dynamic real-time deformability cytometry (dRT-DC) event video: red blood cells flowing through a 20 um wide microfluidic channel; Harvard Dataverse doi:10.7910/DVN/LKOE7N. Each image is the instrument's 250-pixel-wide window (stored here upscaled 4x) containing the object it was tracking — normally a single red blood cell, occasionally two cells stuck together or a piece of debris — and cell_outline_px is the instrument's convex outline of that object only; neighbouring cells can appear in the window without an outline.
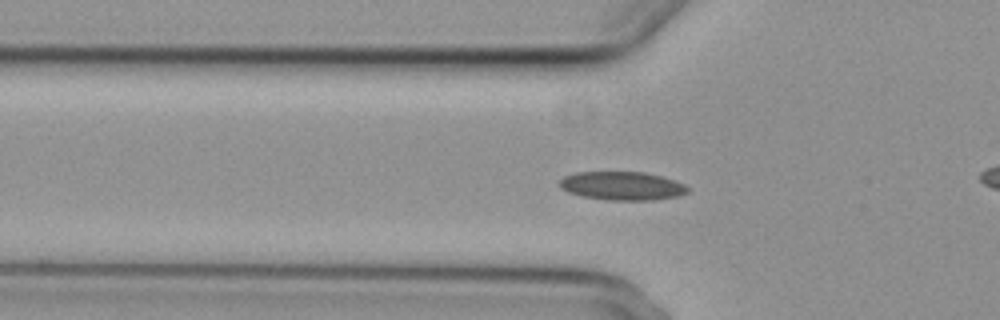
{"species": "common noctule bat (a hibernating species)", "species_latin": "Nyctalus noctula", "temperature_condition": "cold", "stored_images_in_passage": 49, "camera_frame_rate_fps": 3000, "um_per_image_px": 0.085, "animal": {"sex": "female", "body_mass_g": 29.2, "forearm_length_mm": 56.3}, "frame": {"image": 1, "passage_image": 19, "time_ms": 6.0, "image_size_px": [1000, 320], "cell_outline_px": [[688, 192], [680, 196], [652, 200], [608, 200], [584, 196], [568, 192], [560, 188], [556, 184], [564, 176], [576, 172], [644, 172], [664, 176], [676, 180], [684, 184], [688, 188]], "centroid_in_image_um": [52.89, 15.79], "position_along_channel_um": 72.9, "area_um2": 21.5}}
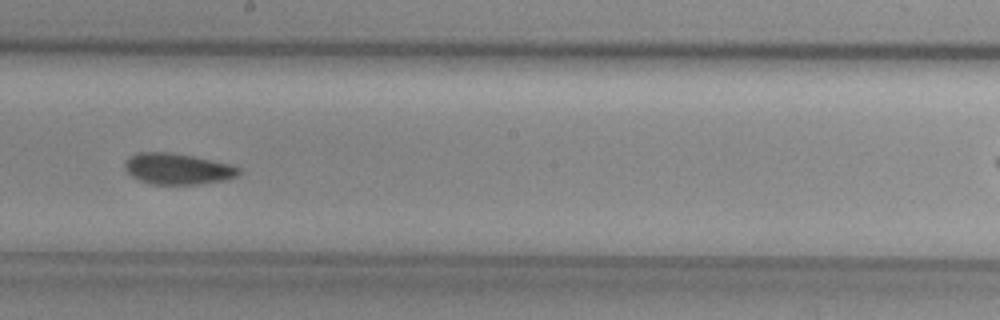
{"frame": {"image": 2, "passage_image": 32, "time_ms": 10.333, "image_size_px": [1000, 320], "cell_outline_px": [[240, 172], [236, 176], [228, 180], [200, 184], [152, 184], [140, 180], [132, 176], [124, 168], [124, 160], [128, 156], [136, 152], [172, 152], [232, 164], [240, 168]], "centroid_in_image_um": [15.09, 14.34], "position_along_channel_um": 233.1, "area_um2": 20.87}}
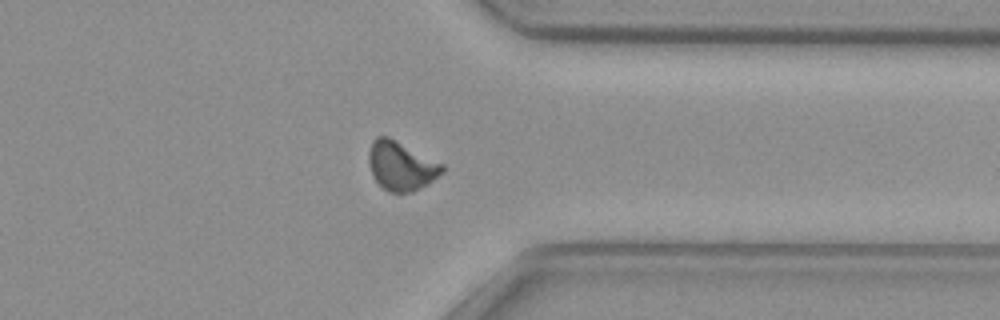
{"frame": {"image": 3, "passage_image": 44, "time_ms": 14.333, "image_size_px": [1000, 320], "cell_outline_px": [[444, 172], [428, 184], [412, 192], [388, 192], [372, 176], [368, 160], [368, 152], [372, 140], [376, 136], [388, 136], [444, 164]], "centroid_in_image_um": [34.09, 14.09], "position_along_channel_um": 377.3, "area_um2": 21.04}, "authors_computed_cell_mechanics": {"area_um2": 20.7502, "velocity_mm_per_s": 3.6952, "shape_relaxation_time_tau1_ms": null, "shape_relaxation_time_tau2_ms": 6.352, "deformation_change_tau1": null, "deformation_change_tau2": 0.0759}}